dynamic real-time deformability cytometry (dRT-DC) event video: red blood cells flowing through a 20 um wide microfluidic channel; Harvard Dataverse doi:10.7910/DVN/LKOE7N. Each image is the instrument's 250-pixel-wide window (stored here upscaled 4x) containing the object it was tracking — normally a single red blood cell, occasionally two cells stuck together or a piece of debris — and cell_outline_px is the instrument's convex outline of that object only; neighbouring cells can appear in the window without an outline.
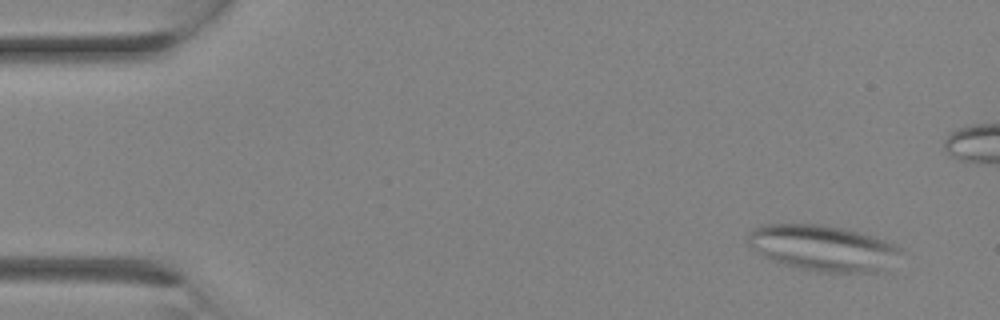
{"species": "Egyptian fruit bat (a non-hibernating species)", "species_latin": "Rousettus aegyptiacus", "temperature_condition": "room temperature", "stored_images_in_passage": 8, "camera_frame_rate_fps": 3000, "um_per_image_px": 0.085, "animal": {"sex": "female"}, "frame": {"image": 1, "passage_image": 1, "time_ms": 0.0, "image_size_px": [1000, 320], "cell_outline_px": [[900, 252], [888, 268], [884, 272], [820, 272], [800, 268], [784, 264], [772, 260], [764, 256], [752, 248], [748, 244], [748, 236], [752, 228], [760, 224], [820, 224], [844, 228], [884, 240], [896, 244], [900, 248]], "centroid_in_image_um": [69.94, 21.07], "position_along_channel_um": 15.1, "area_um2": 40.69}}